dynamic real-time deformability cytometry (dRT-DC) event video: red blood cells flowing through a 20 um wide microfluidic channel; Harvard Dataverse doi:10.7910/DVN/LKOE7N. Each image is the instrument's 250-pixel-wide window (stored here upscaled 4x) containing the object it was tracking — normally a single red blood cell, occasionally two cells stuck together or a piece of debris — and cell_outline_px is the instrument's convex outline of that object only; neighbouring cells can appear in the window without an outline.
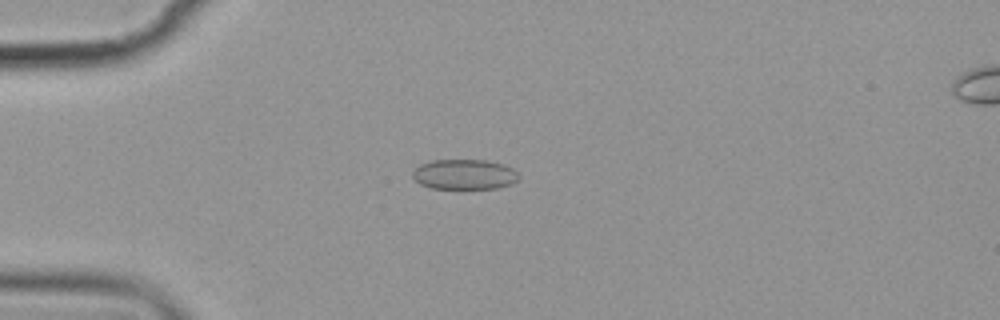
{"species": "common noctule bat (a hibernating species)", "species_latin": "Nyctalus noctula", "temperature_condition": "cold", "stored_images_in_passage": 9, "camera_frame_rate_fps": 3000, "um_per_image_px": 0.085, "animal": {"sex": "female", "body_mass_g": 19.9}, "frame": {"image": 1, "passage_image": 3, "time_ms": 2.333, "image_size_px": [1000, 320], "cell_outline_px": [[520, 176], [512, 184], [496, 188], [432, 188], [420, 184], [412, 176], [412, 172], [420, 164], [432, 160], [484, 160], [500, 164], [512, 168]], "centroid_in_image_um": [39.45, 14.82], "position_along_channel_um": 45.5, "area_um2": 18.44}}
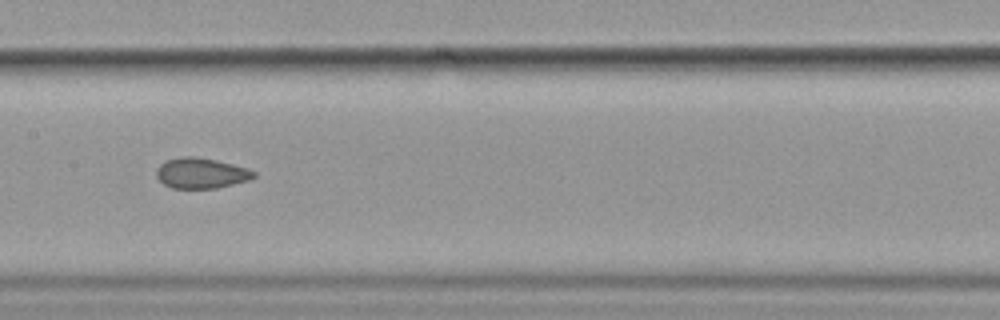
{"frame": {"image": 2, "passage_image": 7, "time_ms": 7.0, "image_size_px": [1000, 320], "cell_outline_px": [[256, 176], [248, 180], [216, 188], [172, 188], [164, 184], [156, 176], [156, 168], [164, 160], [180, 156], [196, 156], [216, 160], [248, 168], [256, 172]], "centroid_in_image_um": [17.07, 14.7], "position_along_channel_um": 190.3, "area_um2": 17.4}}
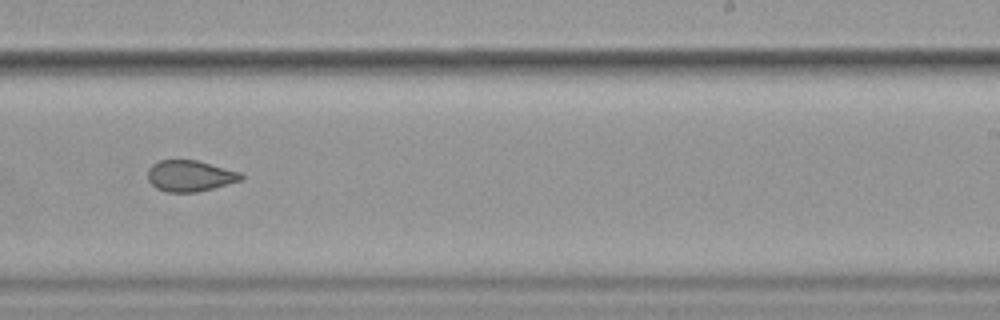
{"frame": {"image": 3, "passage_image": 9, "time_ms": 9.333, "image_size_px": [1000, 320], "cell_outline_px": [[244, 180], [196, 192], [164, 192], [156, 188], [148, 180], [148, 168], [152, 164], [160, 160], [196, 160], [240, 172], [244, 176]], "centroid_in_image_um": [16.14, 14.95], "position_along_channel_um": 272.9, "area_um2": 16.94}}